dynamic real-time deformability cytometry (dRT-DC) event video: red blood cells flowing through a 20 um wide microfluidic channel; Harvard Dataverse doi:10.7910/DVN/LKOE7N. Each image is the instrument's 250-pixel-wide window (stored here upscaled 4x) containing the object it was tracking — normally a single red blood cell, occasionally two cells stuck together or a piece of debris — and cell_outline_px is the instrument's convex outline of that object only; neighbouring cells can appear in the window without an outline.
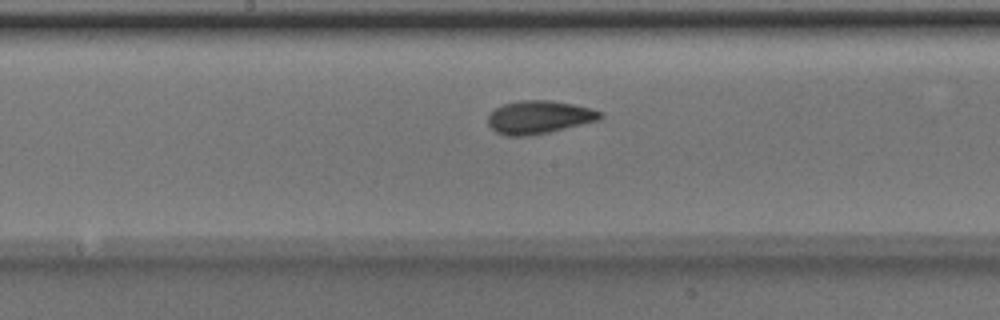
{"species": "Egyptian fruit bat (a non-hibernating species)", "species_latin": "Rousettus aegyptiacus", "temperature_condition": "room temperature", "stored_images_in_passage": 48, "camera_frame_rate_fps": 3000, "um_per_image_px": 0.085, "animal": {"sex": "male"}, "frame": {"image": 1, "passage_image": 24, "time_ms": 7.667, "image_size_px": [1000, 320], "cell_outline_px": [[604, 116], [600, 120], [548, 132], [528, 136], [508, 136], [496, 132], [488, 124], [488, 116], [496, 108], [504, 104], [520, 100], [548, 100], [572, 104], [588, 108], [600, 112]], "centroid_in_image_um": [45.81, 9.97], "position_along_channel_um": 202.4, "area_um2": 21.39}}
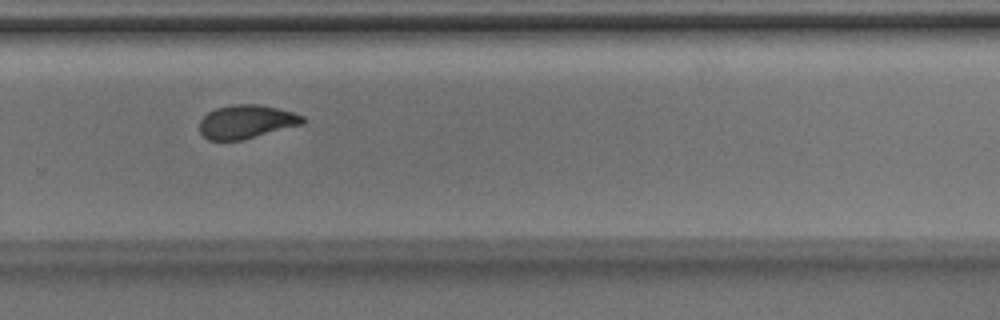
{"frame": {"image": 2, "passage_image": 32, "time_ms": 10.333, "image_size_px": [1000, 320], "cell_outline_px": [[308, 120], [304, 124], [240, 140], [208, 140], [200, 132], [200, 120], [208, 112], [216, 108], [232, 104], [260, 104], [292, 112], [304, 116]], "centroid_in_image_um": [20.96, 10.34], "position_along_channel_um": 308.8, "area_um2": 20.17}}
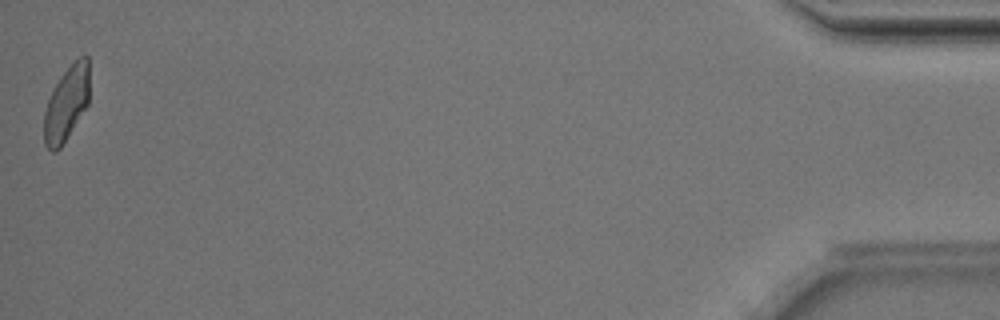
{"frame": {"image": 3, "passage_image": 48, "time_ms": 15.667, "image_size_px": [1000, 320], "cell_outline_px": [[88, 104], [60, 148], [56, 152], [52, 152], [44, 144], [44, 112], [48, 100], [56, 84], [64, 72], [80, 56], [88, 56]], "centroid_in_image_um": [5.64, 8.84], "position_along_channel_um": 429.6, "area_um2": 19.25}, "authors_computed_cell_mechanics": {"area_um2": 20.7213, "velocity_mm_per_s": 4.0159, "shape_relaxation_time_tau1_ms": 3.1352, "shape_relaxation_time_tau2_ms": 2.2097, "deformation_change_tau1": 0.1247, "deformation_change_tau2": 0.0598}}